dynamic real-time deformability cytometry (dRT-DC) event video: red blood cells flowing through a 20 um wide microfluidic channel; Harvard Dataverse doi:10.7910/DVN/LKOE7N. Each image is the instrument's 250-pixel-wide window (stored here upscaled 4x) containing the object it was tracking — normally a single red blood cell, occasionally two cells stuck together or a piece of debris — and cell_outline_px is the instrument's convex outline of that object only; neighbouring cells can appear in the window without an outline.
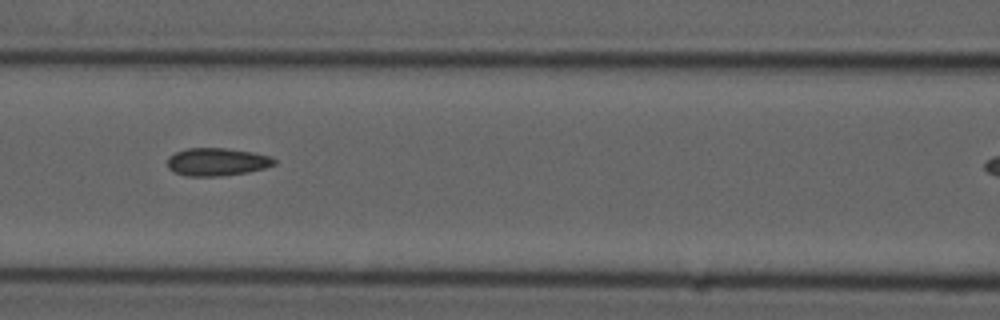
{"species": "common noctule bat (a hibernating species)", "species_latin": "Nyctalus noctula", "temperature_condition": "cold", "stored_images_in_passage": 9, "camera_frame_rate_fps": 3000, "um_per_image_px": 0.085, "animal": {"sex": "male", "forearm_length_mm": 52.5}, "frame": {"image": 1, "passage_image": 6, "time_ms": 1.667, "image_size_px": [1000, 320], "cell_outline_px": [[276, 164], [264, 168], [248, 172], [220, 176], [184, 176], [168, 168], [168, 156], [176, 152], [188, 148], [224, 148], [252, 152], [268, 156], [276, 160]], "centroid_in_image_um": [18.43, 13.76], "position_along_channel_um": 148.2, "area_um2": 17.22}}
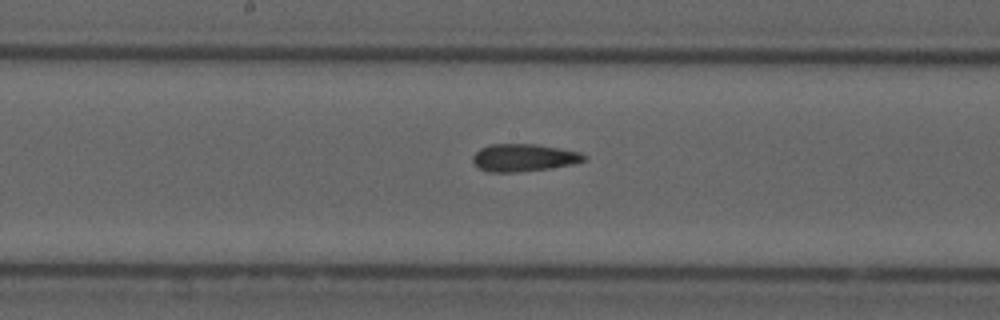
{"frame": {"image": 2, "passage_image": 8, "time_ms": 2.333, "image_size_px": [1000, 320], "cell_outline_px": [[588, 160], [572, 164], [548, 168], [516, 172], [488, 172], [480, 168], [472, 160], [472, 156], [480, 148], [488, 144], [536, 144], [560, 148], [580, 152], [588, 156]], "centroid_in_image_um": [44.54, 13.39], "position_along_channel_um": 203.7, "area_um2": 17.86}}